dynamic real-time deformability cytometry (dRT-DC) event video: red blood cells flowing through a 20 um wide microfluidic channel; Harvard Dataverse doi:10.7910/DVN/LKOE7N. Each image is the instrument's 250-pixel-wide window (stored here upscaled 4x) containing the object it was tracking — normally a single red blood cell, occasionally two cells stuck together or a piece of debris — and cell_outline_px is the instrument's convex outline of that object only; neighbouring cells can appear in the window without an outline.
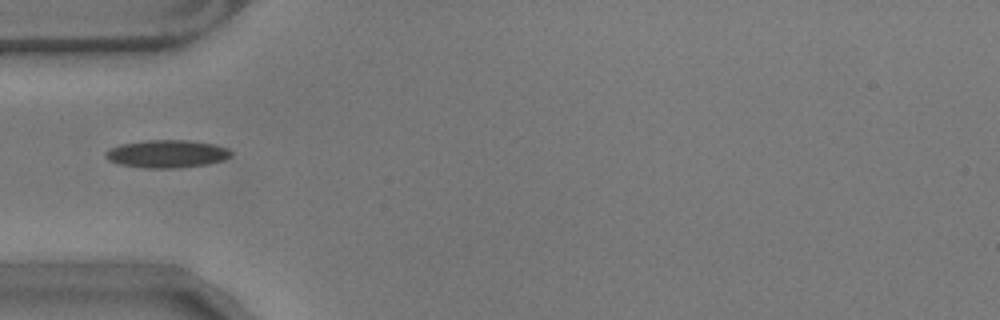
{"species": "common noctule bat (a hibernating species)", "species_latin": "Nyctalus noctula", "temperature_condition": "warm", "stored_images_in_passage": 3, "camera_frame_rate_fps": 3000, "um_per_image_px": 0.085, "animal": {"sex": "male", "body_mass_g": 17.9}, "frame": {"image": 1, "passage_image": 1, "time_ms": 0.0, "image_size_px": [1000, 320], "cell_outline_px": [[232, 156], [224, 160], [208, 164], [180, 168], [148, 168], [120, 164], [108, 160], [104, 156], [104, 152], [108, 148], [120, 144], [148, 140], [188, 140], [216, 144], [228, 148], [232, 152]], "centroid_in_image_um": [14.2, 13.07], "position_along_channel_um": 70.8, "area_um2": 20.58}}